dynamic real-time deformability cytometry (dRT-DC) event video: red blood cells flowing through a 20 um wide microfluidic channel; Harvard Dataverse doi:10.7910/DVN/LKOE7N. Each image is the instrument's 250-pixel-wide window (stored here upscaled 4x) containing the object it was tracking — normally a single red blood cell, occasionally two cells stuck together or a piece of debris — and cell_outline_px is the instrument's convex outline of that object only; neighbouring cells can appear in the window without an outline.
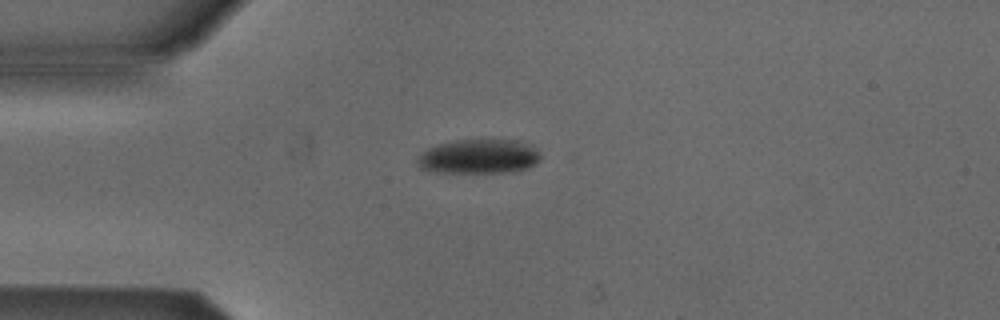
{"species": "Egyptian fruit bat (a non-hibernating species)", "species_latin": "Rousettus aegyptiacus", "temperature_condition": "cold", "stored_images_in_passage": 4, "camera_frame_rate_fps": 3000, "um_per_image_px": 0.085, "animal": {"sex": "male"}, "frame": {"image": 1, "passage_image": 4, "time_ms": 3.333, "image_size_px": [1000, 320], "cell_outline_px": [[540, 160], [536, 164], [528, 168], [512, 172], [436, 172], [420, 168], [416, 160], [428, 148], [440, 144], [456, 140], [520, 140], [532, 144], [540, 152]], "centroid_in_image_um": [40.78, 13.3], "position_along_channel_um": 44.2, "area_um2": 24.74}}